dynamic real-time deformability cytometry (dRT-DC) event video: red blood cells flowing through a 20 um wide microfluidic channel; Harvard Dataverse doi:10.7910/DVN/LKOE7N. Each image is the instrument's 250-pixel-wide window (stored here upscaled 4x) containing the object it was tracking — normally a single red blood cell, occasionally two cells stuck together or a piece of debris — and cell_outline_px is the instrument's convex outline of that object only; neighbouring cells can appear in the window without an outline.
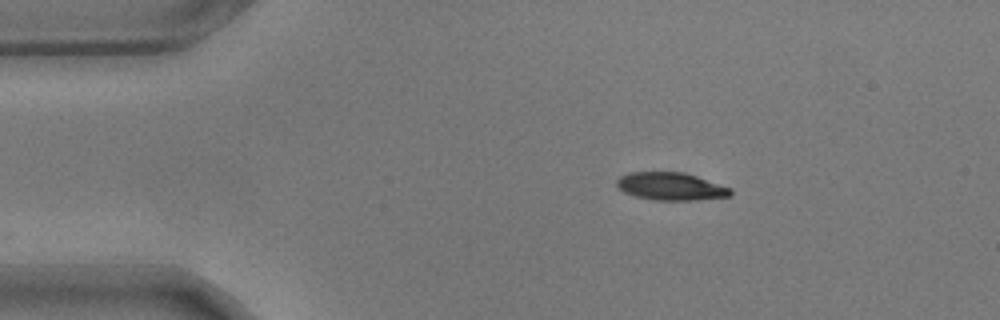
{"species": "common noctule bat (a hibernating species)", "species_latin": "Nyctalus noctula", "temperature_condition": "warm", "stored_images_in_passage": 48, "camera_frame_rate_fps": 3000, "um_per_image_px": 0.085, "animal": {"sex": "male", "body_mass_g": 17.9}, "frame": {"image": 1, "passage_image": 1, "time_ms": 0.0, "image_size_px": [1000, 320], "cell_outline_px": [[732, 192], [728, 196], [696, 200], [656, 200], [636, 196], [624, 192], [616, 184], [616, 180], [620, 176], [628, 172], [684, 172], [732, 188]], "centroid_in_image_um": [57.01, 15.83], "position_along_channel_um": 28.0, "area_um2": 18.26}}
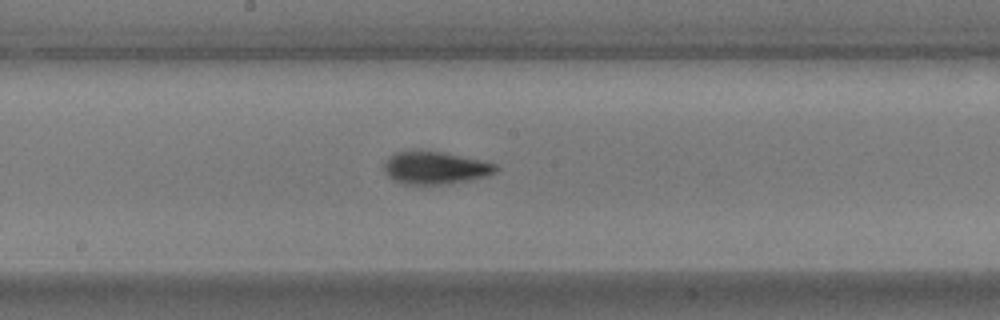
{"frame": {"image": 2, "passage_image": 21, "time_ms": 6.667, "image_size_px": [1000, 320], "cell_outline_px": [[500, 168], [496, 172], [488, 176], [472, 180], [448, 184], [400, 184], [388, 176], [384, 172], [384, 164], [388, 156], [396, 152], [440, 152], [460, 156], [496, 164]], "centroid_in_image_um": [37.0, 14.3], "position_along_channel_um": 211.2, "area_um2": 21.04}}
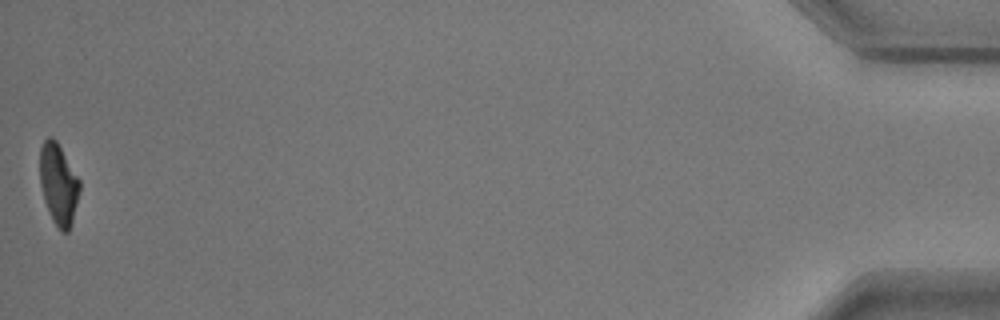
{"frame": {"image": 3, "passage_image": 48, "time_ms": 15.667, "image_size_px": [1000, 320], "cell_outline_px": [[80, 192], [72, 220], [68, 232], [60, 232], [52, 220], [44, 200], [40, 184], [40, 148], [44, 140], [48, 136], [52, 136], [56, 140], [80, 180]], "centroid_in_image_um": [4.96, 15.65], "position_along_channel_um": 430.2, "area_um2": 18.79}, "authors_computed_cell_mechanics": {"area_um2": 20.1722, "velocity_mm_per_s": 3.5338, "shape_relaxation_time_tau1_ms": 3.9796, "shape_relaxation_time_tau2_ms": 1.8339, "deformation_change_tau1": 0.1604, "deformation_change_tau2": 0.074}}